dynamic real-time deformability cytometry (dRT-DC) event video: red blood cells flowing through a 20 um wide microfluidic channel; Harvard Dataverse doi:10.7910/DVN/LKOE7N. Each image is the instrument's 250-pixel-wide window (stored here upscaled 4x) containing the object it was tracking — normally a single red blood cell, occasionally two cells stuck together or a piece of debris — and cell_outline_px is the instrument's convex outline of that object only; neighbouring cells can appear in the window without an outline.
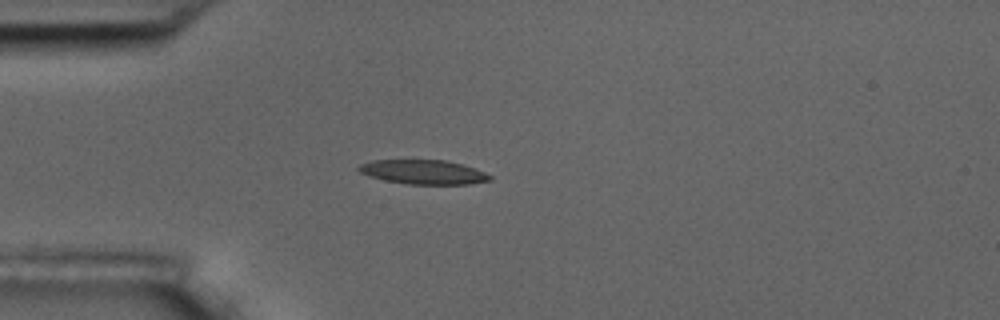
{"species": "common noctule bat (a hibernating species)", "species_latin": "Nyctalus noctula", "temperature_condition": "room temperature", "stored_images_in_passage": 5, "camera_frame_rate_fps": 3000, "um_per_image_px": 0.085, "animal": {"sex": "male", "body_mass_g": 17.5, "forearm_length_mm": 52.3}, "frame": {"image": 1, "passage_image": 5, "time_ms": 4.333, "image_size_px": [1000, 320], "cell_outline_px": [[492, 180], [468, 184], [408, 184], [384, 180], [368, 176], [360, 172], [356, 168], [360, 164], [372, 160], [444, 160], [460, 164], [484, 172], [492, 176]], "centroid_in_image_um": [35.94, 14.62], "position_along_channel_um": 49.1, "area_um2": 18.44}}